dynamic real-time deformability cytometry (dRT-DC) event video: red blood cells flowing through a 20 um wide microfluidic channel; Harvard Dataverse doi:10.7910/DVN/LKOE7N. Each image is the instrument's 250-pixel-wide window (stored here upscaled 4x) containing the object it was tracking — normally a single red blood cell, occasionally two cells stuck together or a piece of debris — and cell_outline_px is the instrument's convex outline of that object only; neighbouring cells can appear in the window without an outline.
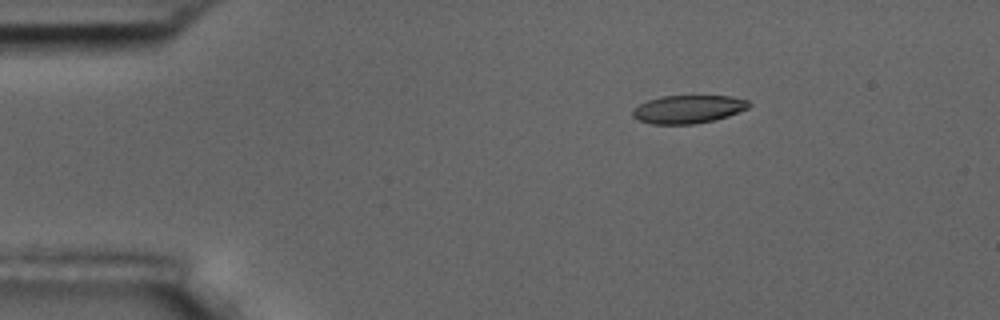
{"species": "common noctule bat (a hibernating species)", "species_latin": "Nyctalus noctula", "temperature_condition": "room temperature", "stored_images_in_passage": 2, "camera_frame_rate_fps": 3000, "um_per_image_px": 0.085, "animal": {"sex": "male", "body_mass_g": 17.5, "forearm_length_mm": 52.3}, "frame": {"image": 1, "passage_image": 1, "time_ms": 0.0, "image_size_px": [1000, 320], "cell_outline_px": [[752, 104], [748, 108], [728, 116], [716, 120], [692, 124], [652, 124], [640, 120], [632, 116], [632, 112], [640, 104], [648, 100], [660, 96], [732, 96], [748, 100]], "centroid_in_image_um": [58.53, 9.28], "position_along_channel_um": 26.5, "area_um2": 19.02}}